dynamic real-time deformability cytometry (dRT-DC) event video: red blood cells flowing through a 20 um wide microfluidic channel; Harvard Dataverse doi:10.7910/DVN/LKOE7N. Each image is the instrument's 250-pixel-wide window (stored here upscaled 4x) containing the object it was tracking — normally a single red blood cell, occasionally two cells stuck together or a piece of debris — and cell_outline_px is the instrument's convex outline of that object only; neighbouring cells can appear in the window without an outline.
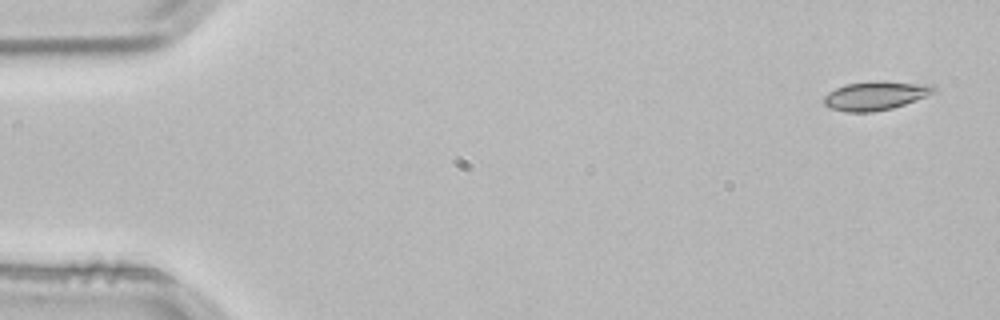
{"species": "common noctule bat (a hibernating species)", "species_latin": "Nyctalus noctula", "temperature_condition": "room temperature", "stored_images_in_passage": 4, "segment_of_instrument_passage": [1, 2], "camera_frame_rate_fps": 3000, "um_per_image_px": 0.085, "animal": {"sex": "male", "body_mass_g": 21.5, "forearm_length_mm": 52.0}, "frame": {"image": 1, "passage_image": 1, "time_ms": 0.0, "image_size_px": [1000, 320], "cell_outline_px": [[936, 92], [916, 100], [892, 108], [872, 112], [844, 112], [832, 108], [824, 104], [820, 100], [828, 92], [844, 84], [876, 80], [884, 80], [936, 84]], "centroid_in_image_um": [74.44, 8.1], "position_along_channel_um": 10.6, "area_um2": 18.96}}